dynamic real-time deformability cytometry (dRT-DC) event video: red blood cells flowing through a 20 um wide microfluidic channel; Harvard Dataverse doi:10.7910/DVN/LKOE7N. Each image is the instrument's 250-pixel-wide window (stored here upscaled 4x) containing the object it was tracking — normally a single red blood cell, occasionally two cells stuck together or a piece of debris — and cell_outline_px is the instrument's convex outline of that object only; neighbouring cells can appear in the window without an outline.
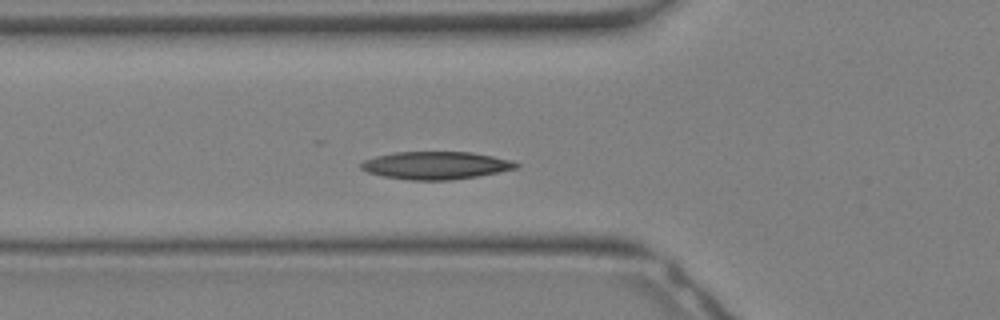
{"species": "Egyptian fruit bat (a non-hibernating species)", "species_latin": "Rousettus aegyptiacus", "temperature_condition": "warm", "stored_images_in_passage": 24, "camera_frame_rate_fps": 3000, "um_per_image_px": 0.085, "animal": {"sex": "female"}, "frame": {"image": 1, "passage_image": 3, "time_ms": 0.667, "image_size_px": [1000, 320], "cell_outline_px": [[520, 164], [516, 168], [500, 172], [476, 176], [448, 180], [412, 180], [384, 176], [368, 172], [360, 168], [360, 164], [364, 160], [376, 156], [396, 152], [472, 152], [512, 160]], "centroid_in_image_um": [37.05, 14.05], "position_along_channel_um": 88.7, "area_um2": 24.85}}
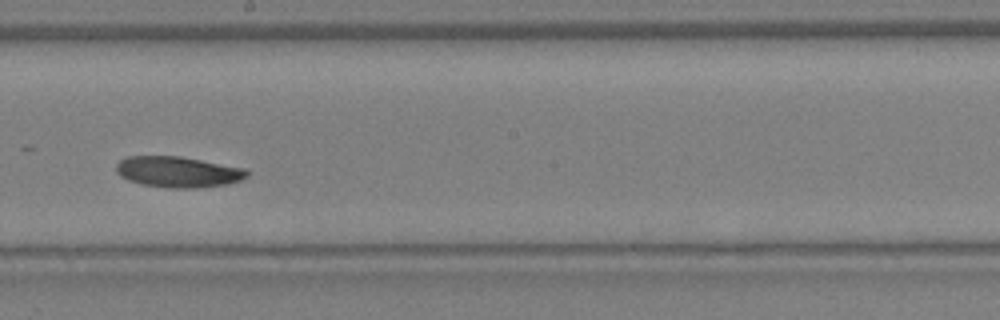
{"frame": {"image": 2, "passage_image": 10, "time_ms": 3.0, "image_size_px": [1000, 320], "cell_outline_px": [[248, 176], [240, 180], [228, 184], [196, 188], [168, 188], [144, 184], [128, 180], [120, 176], [116, 172], [116, 164], [120, 160], [128, 156], [180, 156], [244, 168], [248, 172]], "centroid_in_image_um": [15.12, 14.61], "position_along_channel_um": 233.1, "area_um2": 23.47}}
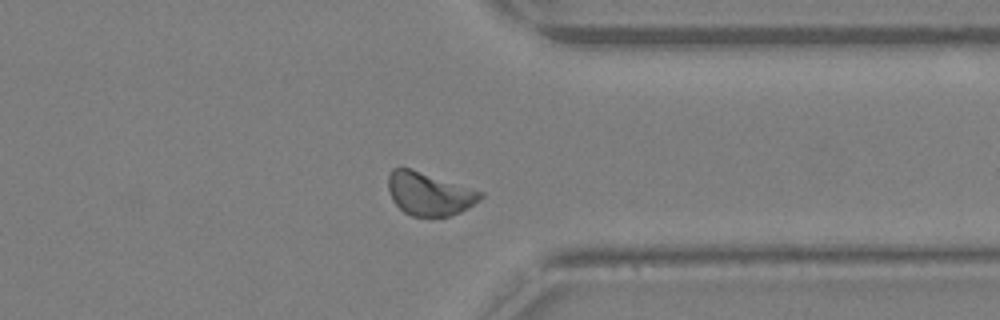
{"frame": {"image": 3, "passage_image": 17, "time_ms": 5.333, "image_size_px": [1000, 320], "cell_outline_px": [[484, 196], [480, 200], [468, 208], [460, 212], [448, 216], [412, 216], [404, 212], [392, 200], [388, 192], [388, 176], [392, 168], [412, 168], [484, 192]], "centroid_in_image_um": [36.48, 16.46], "position_along_channel_um": 374.9, "area_um2": 23.29}}